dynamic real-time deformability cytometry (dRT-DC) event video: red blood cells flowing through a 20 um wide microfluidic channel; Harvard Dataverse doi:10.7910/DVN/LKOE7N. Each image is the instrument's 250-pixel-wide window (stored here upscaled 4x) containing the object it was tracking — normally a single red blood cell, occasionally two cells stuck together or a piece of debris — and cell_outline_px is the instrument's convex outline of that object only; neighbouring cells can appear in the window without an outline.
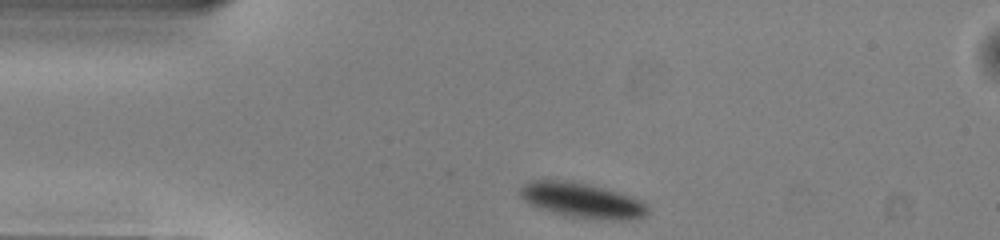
{"species": "common noctule bat (a hibernating species)", "species_latin": "Nyctalus noctula", "temperature_condition": "warm", "stored_images_in_passage": 41, "camera_frame_rate_fps": 3000, "um_per_image_px": 0.085, "animal": {"sex": "male", "body_mass_g": 13.0, "forearm_length_mm": 53.1}, "frame": {"image": 1, "passage_image": 1, "time_ms": 0.0, "image_size_px": [1000, 240], "cell_outline_px": [[648, 216], [636, 220], [596, 220], [564, 216], [536, 208], [528, 204], [520, 196], [520, 188], [528, 180], [568, 180], [616, 192], [640, 200], [648, 208]], "centroid_in_image_um": [49.44, 17.07], "position_along_channel_um": 35.6, "area_um2": 26.3}}
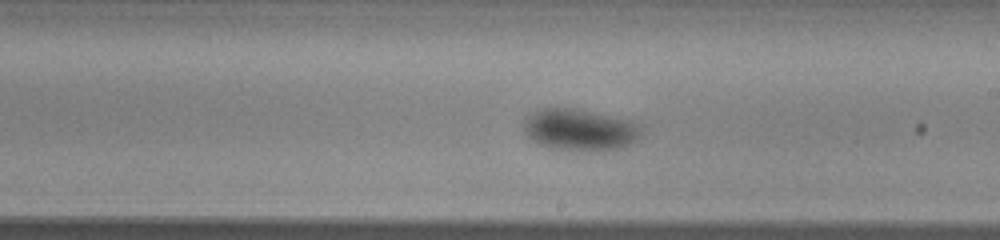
{"frame": {"image": 2, "passage_image": 19, "time_ms": 6.0, "image_size_px": [1000, 240], "cell_outline_px": [[640, 136], [636, 140], [624, 148], [552, 148], [540, 144], [532, 140], [524, 132], [524, 120], [532, 112], [540, 108], [572, 108], [632, 120], [640, 124]], "centroid_in_image_um": [49.27, 10.98], "position_along_channel_um": 239.7, "area_um2": 27.69}}
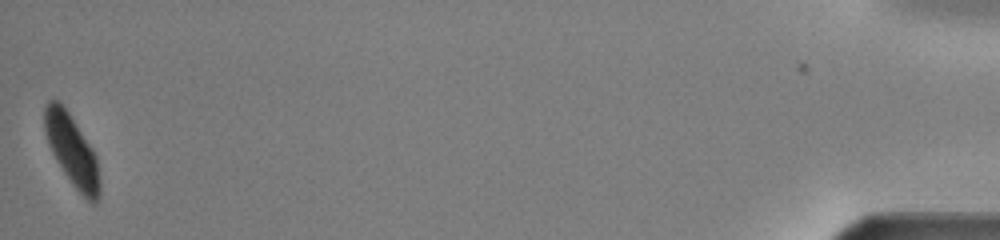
{"frame": {"image": 3, "passage_image": 41, "time_ms": 13.333, "image_size_px": [1000, 240], "cell_outline_px": [[100, 196], [92, 204], [72, 184], [56, 160], [48, 144], [44, 132], [44, 104], [48, 100], [60, 100], [92, 148], [96, 156], [100, 180]], "centroid_in_image_um": [6.1, 12.75], "position_along_channel_um": 429.1, "area_um2": 22.72}, "authors_computed_cell_mechanics": {"area_um2": 27.5128, "velocity_mm_per_s": 3.9889, "shape_relaxation_time_tau1_ms": 2.6066, "shape_relaxation_time_tau2_ms": null, "deformation_change_tau1": 0.0885, "deformation_change_tau2": null}}